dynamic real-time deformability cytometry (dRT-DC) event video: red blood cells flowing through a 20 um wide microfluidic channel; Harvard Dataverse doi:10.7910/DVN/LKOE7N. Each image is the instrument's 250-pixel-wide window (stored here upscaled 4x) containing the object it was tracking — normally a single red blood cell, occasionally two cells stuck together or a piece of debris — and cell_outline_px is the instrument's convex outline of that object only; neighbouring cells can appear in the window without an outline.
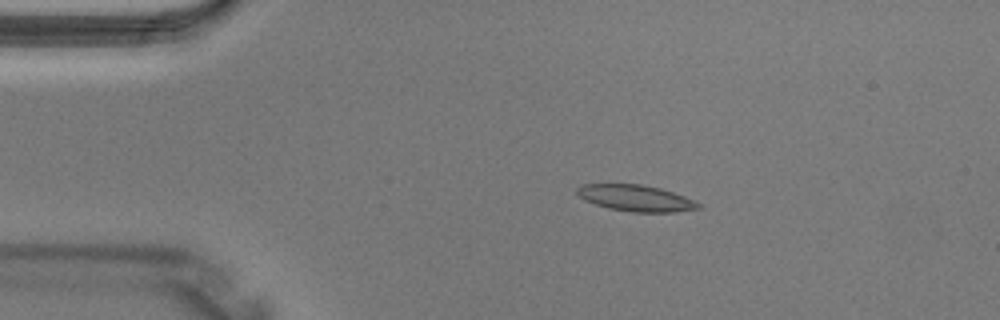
{"species": "Egyptian fruit bat (a non-hibernating species)", "species_latin": "Rousettus aegyptiacus", "temperature_condition": "warm", "stored_images_in_passage": 2, "camera_frame_rate_fps": 3000, "um_per_image_px": 0.085, "animal": {"sex": "male"}, "frame": {"image": 1, "passage_image": 1, "time_ms": 0.0, "image_size_px": [1000, 320], "cell_outline_px": [[700, 208], [676, 212], [632, 212], [608, 208], [584, 200], [576, 192], [576, 188], [584, 184], [640, 184], [660, 188], [684, 196], [700, 204]], "centroid_in_image_um": [54.02, 16.84], "position_along_channel_um": 31.0, "area_um2": 18.44}}